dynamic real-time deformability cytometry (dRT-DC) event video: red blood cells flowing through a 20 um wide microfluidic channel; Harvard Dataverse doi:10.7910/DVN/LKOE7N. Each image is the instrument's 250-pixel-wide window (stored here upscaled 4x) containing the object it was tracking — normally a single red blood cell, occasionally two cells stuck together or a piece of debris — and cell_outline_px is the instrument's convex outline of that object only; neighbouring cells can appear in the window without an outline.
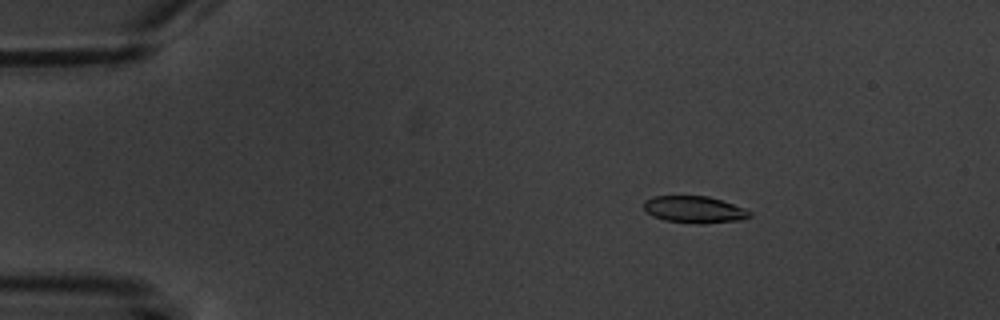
{"species": "common noctule bat (a hibernating species)", "species_latin": "Nyctalus noctula", "temperature_condition": "warm", "stored_images_in_passage": 6, "camera_frame_rate_fps": 3000, "um_per_image_px": 0.085, "animal": {"sex": "male", "body_mass_g": 20.1, "forearm_length_mm": 53.5}, "frame": {"image": 1, "passage_image": 3, "time_ms": 2.333, "image_size_px": [1000, 320], "cell_outline_px": [[752, 216], [744, 220], [704, 224], [700, 224], [664, 220], [652, 216], [644, 208], [644, 200], [652, 196], [708, 196], [744, 208], [752, 212]], "centroid_in_image_um": [59.04, 17.82], "position_along_channel_um": 26.0, "area_um2": 16.7}}
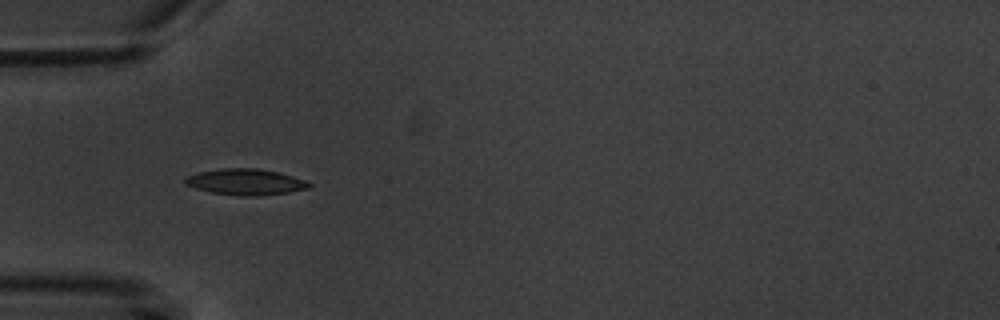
{"frame": {"image": 2, "passage_image": 5, "time_ms": 5.333, "image_size_px": [1000, 320], "cell_outline_px": [[312, 184], [308, 188], [288, 192], [260, 196], [240, 196], [212, 192], [196, 188], [184, 184], [184, 176], [196, 172], [220, 168], [256, 168], [276, 172], [292, 176], [304, 180]], "centroid_in_image_um": [20.81, 15.46], "position_along_channel_um": 64.2, "area_um2": 18.84}}